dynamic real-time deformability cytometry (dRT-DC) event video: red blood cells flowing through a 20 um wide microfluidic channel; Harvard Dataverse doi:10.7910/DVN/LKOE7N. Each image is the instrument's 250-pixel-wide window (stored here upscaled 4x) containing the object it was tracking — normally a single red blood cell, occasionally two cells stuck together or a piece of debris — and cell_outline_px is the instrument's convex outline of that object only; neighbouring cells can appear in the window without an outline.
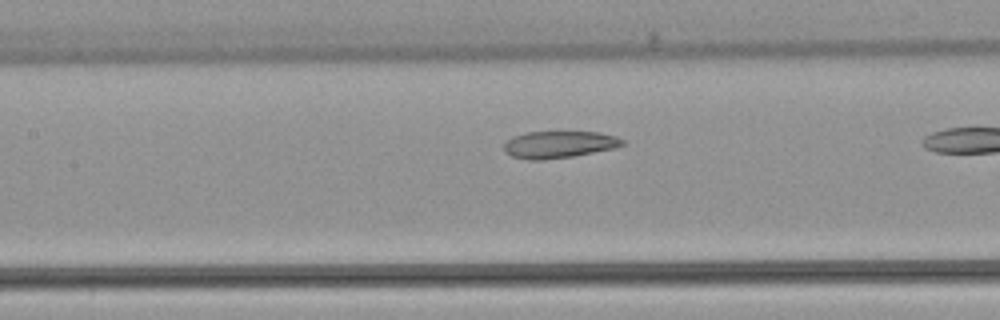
{"species": "common noctule bat (a hibernating species)", "species_latin": "Nyctalus noctula", "temperature_condition": "warm", "stored_images_in_passage": 30, "camera_frame_rate_fps": 3000, "um_per_image_px": 0.085, "animal": {"sex": "female", "body_mass_g": 22.7, "forearm_length_mm": 54.2}, "frame": {"image": 1, "passage_image": 13, "time_ms": 4.0, "image_size_px": [1000, 320], "cell_outline_px": [[624, 144], [612, 148], [572, 156], [544, 160], [528, 160], [512, 156], [504, 152], [504, 140], [512, 136], [528, 132], [600, 132], [616, 136], [624, 140]], "centroid_in_image_um": [47.45, 12.28], "position_along_channel_um": 160.0, "area_um2": 18.61}}
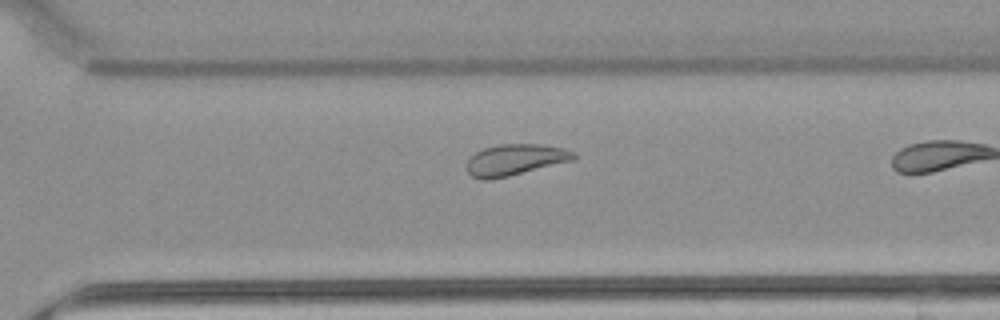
{"frame": {"image": 2, "passage_image": 26, "time_ms": 8.333, "image_size_px": [1000, 320], "cell_outline_px": [[576, 156], [572, 160], [508, 176], [488, 180], [480, 180], [472, 176], [468, 172], [468, 160], [476, 152], [484, 148], [500, 144], [540, 144], [564, 148], [576, 152]], "centroid_in_image_um": [43.79, 13.57], "position_along_channel_um": 326.8, "area_um2": 19.19}}